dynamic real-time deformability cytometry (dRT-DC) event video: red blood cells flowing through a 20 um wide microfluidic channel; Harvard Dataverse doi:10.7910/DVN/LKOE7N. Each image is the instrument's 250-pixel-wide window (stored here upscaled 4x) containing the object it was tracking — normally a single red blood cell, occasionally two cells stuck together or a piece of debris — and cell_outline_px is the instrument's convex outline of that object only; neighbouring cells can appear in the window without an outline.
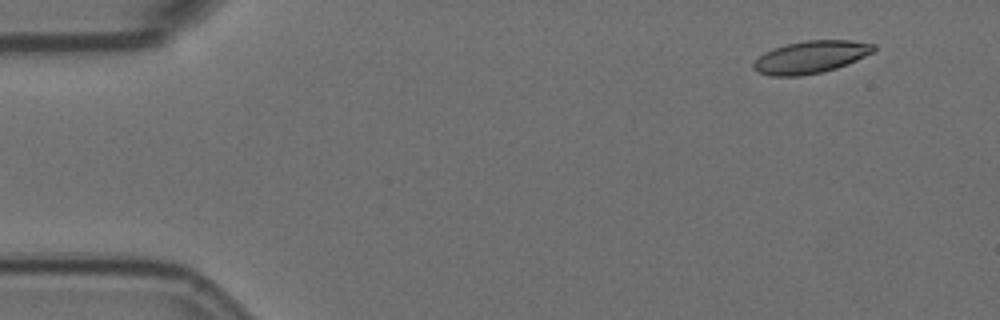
{"species": "Egyptian fruit bat (a non-hibernating species)", "species_latin": "Rousettus aegyptiacus", "temperature_condition": "room temperature", "stored_images_in_passage": 6, "camera_frame_rate_fps": 3000, "um_per_image_px": 0.085, "animal": {"sex": "female"}, "frame": {"image": 1, "passage_image": 1, "time_ms": 0.0, "image_size_px": [1000, 320], "cell_outline_px": [[876, 48], [872, 52], [856, 60], [836, 68], [824, 72], [800, 76], [772, 76], [756, 72], [752, 68], [752, 64], [764, 52], [772, 48], [788, 44], [808, 40], [852, 40], [876, 44]], "centroid_in_image_um": [68.89, 4.85], "position_along_channel_um": 16.1, "area_um2": 22.72}}
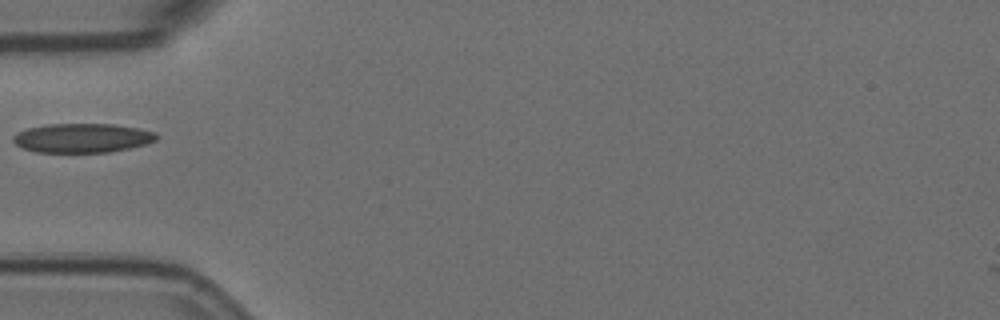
{"frame": {"image": 2, "passage_image": 5, "time_ms": 1.333, "image_size_px": [1000, 320], "cell_outline_px": [[160, 136], [156, 140], [148, 144], [108, 152], [36, 152], [24, 148], [16, 144], [12, 140], [12, 136], [16, 132], [28, 128], [48, 124], [112, 124], [136, 128], [156, 132]], "centroid_in_image_um": [7.0, 11.73], "position_along_channel_um": 78.0, "area_um2": 24.39}}
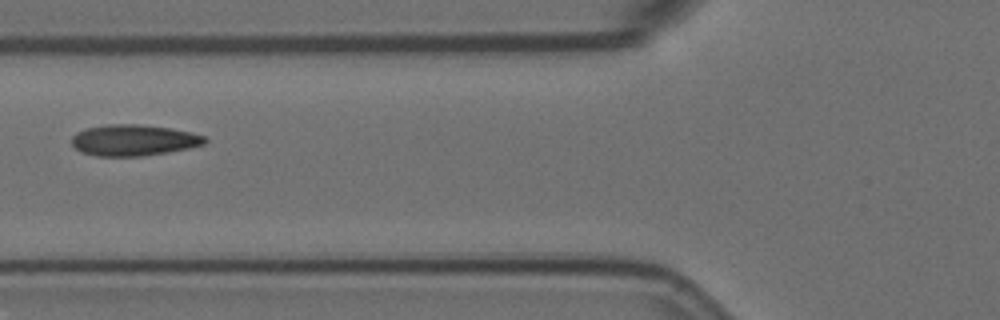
{"frame": {"image": 3, "passage_image": 6, "time_ms": 1.667, "image_size_px": [1000, 320], "cell_outline_px": [[208, 140], [204, 144], [188, 148], [168, 152], [140, 156], [96, 156], [80, 152], [72, 144], [72, 136], [76, 132], [84, 128], [104, 124], [140, 124], [172, 128], [192, 132], [204, 136]], "centroid_in_image_um": [11.34, 11.9], "position_along_channel_um": 114.5, "area_um2": 24.39}}